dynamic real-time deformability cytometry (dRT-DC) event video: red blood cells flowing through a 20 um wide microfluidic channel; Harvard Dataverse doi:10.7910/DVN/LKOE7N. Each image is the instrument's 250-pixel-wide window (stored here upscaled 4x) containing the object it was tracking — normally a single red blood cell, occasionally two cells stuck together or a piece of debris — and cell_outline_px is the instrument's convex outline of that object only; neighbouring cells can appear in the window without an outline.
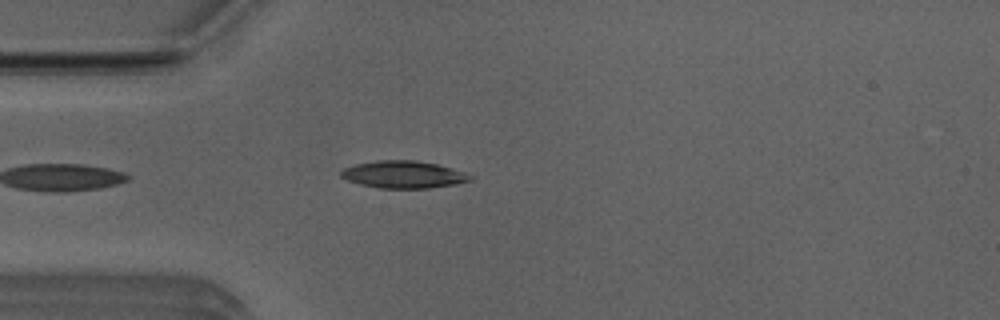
{"species": "Egyptian fruit bat (a non-hibernating species)", "species_latin": "Rousettus aegyptiacus", "temperature_condition": "room temperature", "stored_images_in_passage": 26, "camera_frame_rate_fps": 3000, "um_per_image_px": 0.085, "animal": {"sex": "male"}, "frame": {"image": 1, "passage_image": 4, "time_ms": 1.0, "image_size_px": [1000, 320], "cell_outline_px": [[476, 176], [472, 180], [456, 184], [428, 188], [380, 188], [360, 184], [348, 180], [340, 176], [340, 172], [344, 168], [356, 164], [376, 160], [416, 160], [436, 164], [452, 168]], "centroid_in_image_um": [34.33, 14.83], "position_along_channel_um": 50.7, "area_um2": 20.58}}
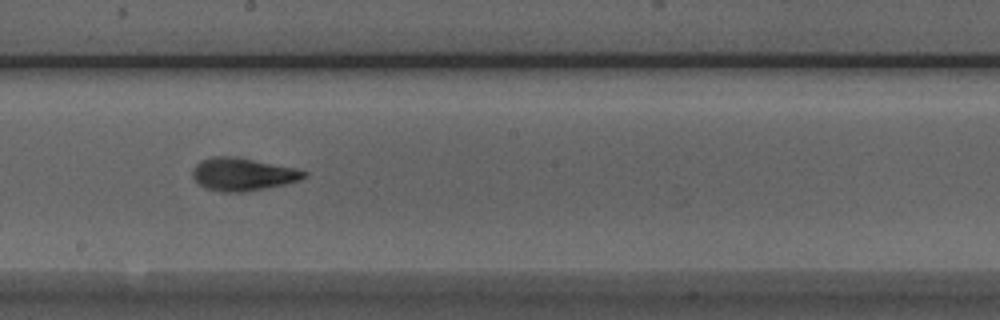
{"frame": {"image": 2, "passage_image": 18, "time_ms": 5.667, "image_size_px": [1000, 320], "cell_outline_px": [[308, 176], [300, 180], [284, 184], [244, 192], [220, 192], [204, 188], [192, 176], [192, 168], [200, 160], [212, 156], [236, 156], [296, 168], [308, 172]], "centroid_in_image_um": [20.62, 14.8], "position_along_channel_um": 227.6, "area_um2": 21.5}}
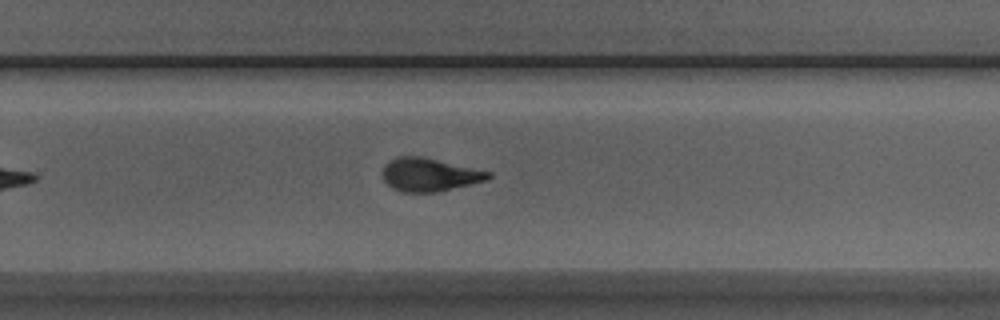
{"frame": {"image": 3, "passage_image": 23, "time_ms": 7.333, "image_size_px": [1000, 320], "cell_outline_px": [[492, 176], [488, 180], [472, 184], [436, 192], [404, 192], [392, 188], [384, 180], [384, 164], [388, 160], [396, 156], [424, 156], [492, 172]], "centroid_in_image_um": [36.53, 14.83], "position_along_channel_um": 293.3, "area_um2": 20.63}}